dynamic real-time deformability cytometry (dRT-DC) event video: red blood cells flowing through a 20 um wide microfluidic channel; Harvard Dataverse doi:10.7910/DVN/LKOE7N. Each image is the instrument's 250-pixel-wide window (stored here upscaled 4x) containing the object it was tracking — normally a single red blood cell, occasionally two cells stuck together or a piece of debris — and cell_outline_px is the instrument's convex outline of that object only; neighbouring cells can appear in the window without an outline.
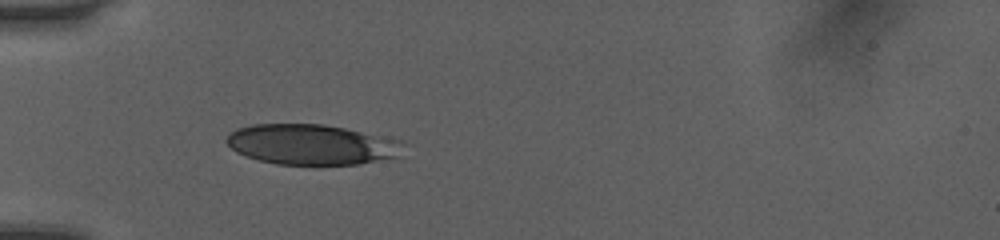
{"species": "human", "species_latin": "Homo sapiens", "temperature_condition": "room temperature", "stored_images_in_passage": 35, "camera_frame_rate_fps": 3000, "um_per_image_px": 0.085, "donor": {"sex": "female"}, "frame": {"image": 1, "passage_image": 1, "time_ms": 0.0, "image_size_px": [1000, 240], "cell_outline_px": [[408, 144], [396, 156], [356, 164], [276, 164], [244, 156], [236, 152], [224, 140], [236, 128], [252, 124], [324, 124], [344, 128], [400, 140]], "centroid_in_image_um": [26.45, 12.27], "position_along_channel_um": 58.6, "area_um2": 41.27}}
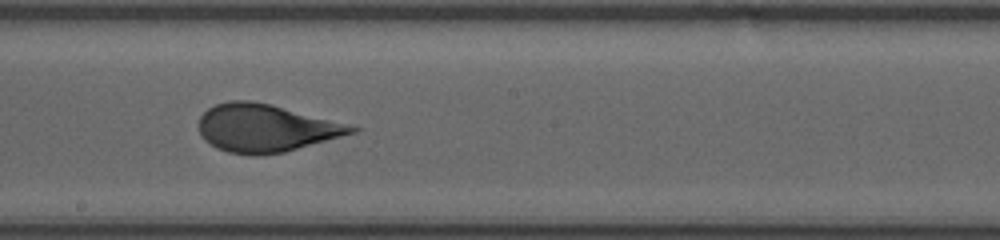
{"frame": {"image": 2, "passage_image": 14, "time_ms": 4.333, "image_size_px": [1000, 240], "cell_outline_px": [[360, 128], [356, 132], [284, 152], [256, 156], [228, 152], [216, 148], [204, 140], [200, 132], [200, 116], [208, 108], [216, 104], [228, 100], [248, 100], [272, 104]], "centroid_in_image_um": [22.53, 10.89], "position_along_channel_um": 225.7, "area_um2": 42.02}}
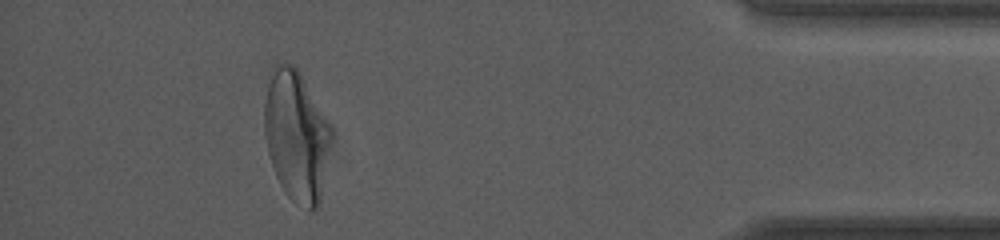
{"frame": {"image": 3, "passage_image": 31, "time_ms": 10.0, "image_size_px": [1000, 240], "cell_outline_px": [[332, 136], [320, 200], [316, 208], [312, 212], [296, 204], [284, 192], [276, 176], [268, 152], [264, 132], [264, 100], [268, 84], [276, 64], [292, 64], [300, 72], [332, 128]], "centroid_in_image_um": [25.19, 11.58], "position_along_channel_um": 410.0, "area_um2": 50.58}, "authors_computed_cell_mechanics": {"area_um2": 42.8298, "velocity_mm_per_s": 4.0529, "shape_relaxation_time_tau1_ms": 3.8025, "shape_relaxation_time_tau2_ms": null, "deformation_change_tau1": 0.1651, "deformation_change_tau2": null}}